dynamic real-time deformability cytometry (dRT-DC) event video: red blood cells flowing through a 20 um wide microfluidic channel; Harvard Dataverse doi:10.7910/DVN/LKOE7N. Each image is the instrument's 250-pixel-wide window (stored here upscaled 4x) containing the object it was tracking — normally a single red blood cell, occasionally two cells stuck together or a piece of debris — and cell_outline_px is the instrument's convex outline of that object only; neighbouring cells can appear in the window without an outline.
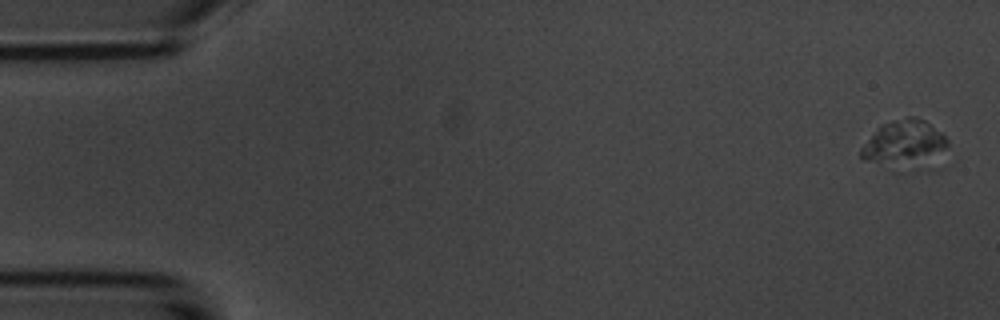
{"species": "common noctule bat (a hibernating species)", "species_latin": "Nyctalus noctula", "temperature_condition": "room temperature", "stored_images_in_passage": 5, "camera_frame_rate_fps": 3000, "um_per_image_px": 0.085, "animal": {"sex": "male", "body_mass_g": 20.1, "forearm_length_mm": 53.5}, "frame": {"image": 1, "passage_image": 1, "time_ms": 0.0, "image_size_px": [1000, 320], "cell_outline_px": [[948, 144], [944, 148], [912, 156], [888, 160], [864, 160], [860, 156], [860, 148], [876, 128], [892, 120], [908, 116], [912, 116], [924, 120], [940, 132], [948, 140]], "centroid_in_image_um": [76.7, 11.89], "position_along_channel_um": 8.3, "area_um2": 19.13}}
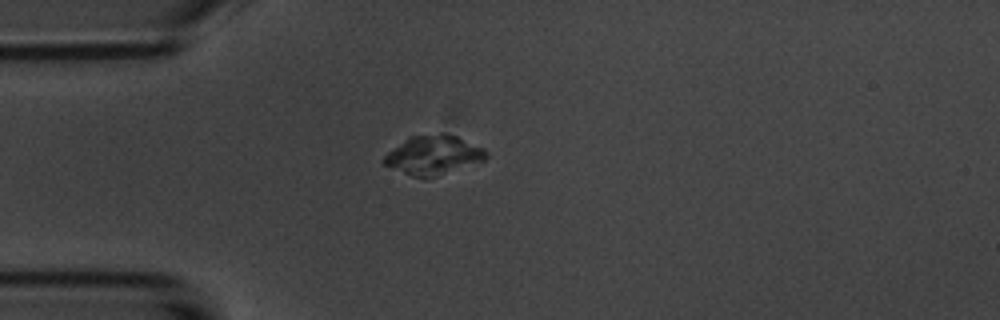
{"frame": {"image": 2, "passage_image": 4, "time_ms": 4.333, "image_size_px": [1000, 320], "cell_outline_px": [[488, 156], [484, 160], [432, 176], [412, 176], [384, 164], [384, 156], [388, 152], [408, 136], [440, 132], [444, 132], [456, 136], [484, 148], [488, 152]], "centroid_in_image_um": [36.84, 13.12], "position_along_channel_um": 48.2, "area_um2": 22.77}}